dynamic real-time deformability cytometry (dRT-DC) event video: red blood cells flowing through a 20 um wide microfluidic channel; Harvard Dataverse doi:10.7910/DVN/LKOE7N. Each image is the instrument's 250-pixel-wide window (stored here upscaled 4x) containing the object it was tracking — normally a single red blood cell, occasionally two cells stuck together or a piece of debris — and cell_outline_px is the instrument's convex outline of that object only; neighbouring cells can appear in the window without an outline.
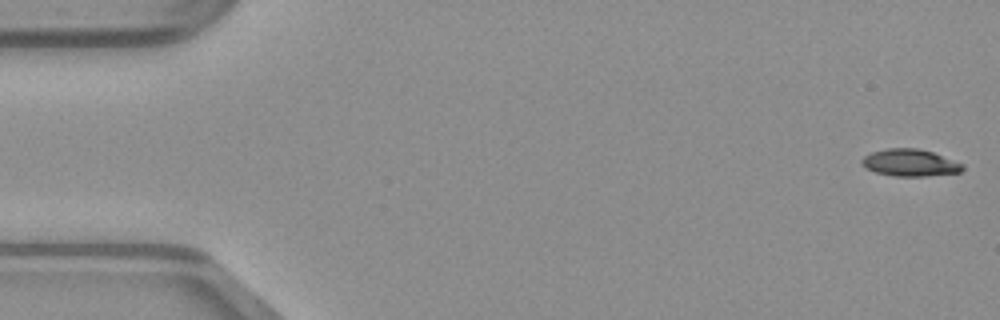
{"species": "common noctule bat (a hibernating species)", "species_latin": "Nyctalus noctula", "temperature_condition": "warm", "stored_images_in_passage": 50, "camera_frame_rate_fps": 3000, "um_per_image_px": 0.085, "animal": {"sex": "male", "body_mass_g": 23.1, "forearm_length_mm": 52.7}, "frame": {"image": 1, "passage_image": 1, "time_ms": 0.0, "image_size_px": [1000, 320], "cell_outline_px": [[964, 168], [960, 172], [924, 176], [892, 176], [876, 172], [864, 168], [860, 164], [860, 160], [864, 156], [872, 152], [888, 148], [916, 148], [932, 152], [964, 164]], "centroid_in_image_um": [77.31, 13.83], "position_along_channel_um": 7.7, "area_um2": 15.9}}
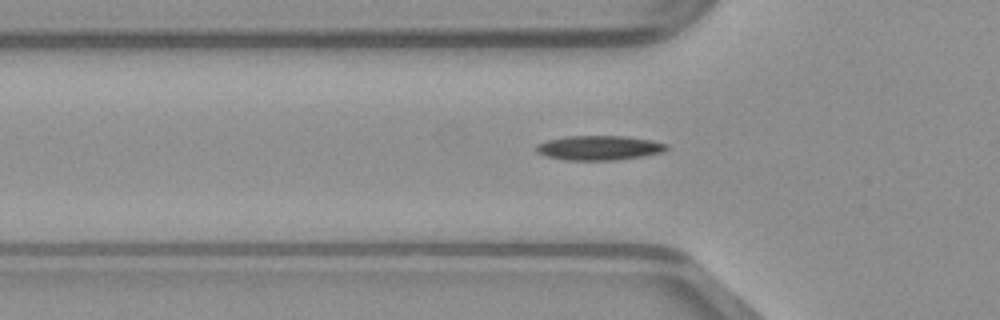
{"frame": {"image": 2, "passage_image": 16, "time_ms": 5.0, "image_size_px": [1000, 320], "cell_outline_px": [[668, 148], [664, 152], [644, 156], [616, 160], [564, 160], [548, 156], [536, 152], [536, 144], [548, 140], [568, 136], [624, 136], [652, 140], [668, 144]], "centroid_in_image_um": [50.96, 12.57], "position_along_channel_um": 74.8, "area_um2": 18.67}}
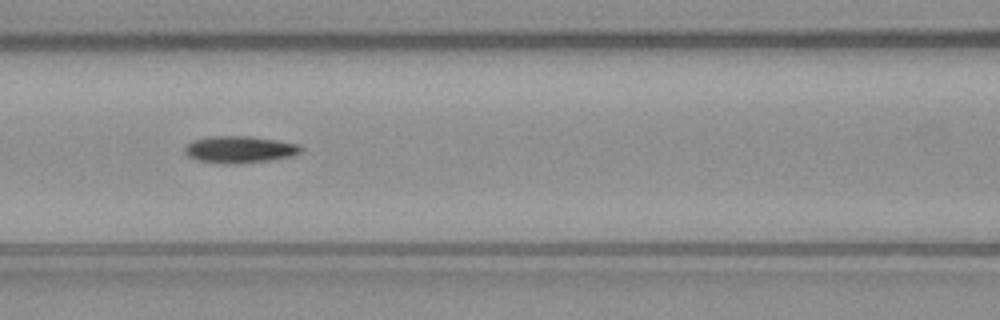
{"frame": {"image": 3, "passage_image": 21, "time_ms": 6.667, "image_size_px": [1000, 320], "cell_outline_px": [[304, 152], [292, 156], [272, 160], [240, 164], [224, 164], [200, 160], [188, 156], [184, 152], [184, 148], [192, 140], [208, 136], [248, 136], [276, 140], [300, 144], [304, 148]], "centroid_in_image_um": [20.42, 12.71], "position_along_channel_um": 146.2, "area_um2": 18.5}}